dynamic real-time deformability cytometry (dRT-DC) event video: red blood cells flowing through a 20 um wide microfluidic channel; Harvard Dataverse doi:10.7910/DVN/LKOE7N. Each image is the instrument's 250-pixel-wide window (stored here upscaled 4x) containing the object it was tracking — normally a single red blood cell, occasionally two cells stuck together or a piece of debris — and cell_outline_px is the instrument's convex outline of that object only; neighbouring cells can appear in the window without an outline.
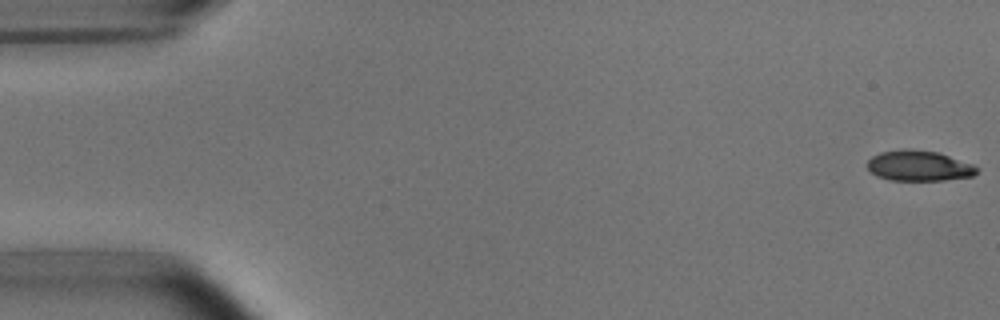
{"species": "common noctule bat (a hibernating species)", "species_latin": "Nyctalus noctula", "temperature_condition": "room temperature", "stored_images_in_passage": 52, "camera_frame_rate_fps": 3000, "um_per_image_px": 0.085, "animal": {"sex": "male", "body_mass_g": 15.6}, "frame": {"image": 1, "passage_image": 1, "time_ms": 0.0, "image_size_px": [1000, 320], "cell_outline_px": [[980, 168], [972, 176], [944, 180], [892, 180], [880, 176], [872, 172], [868, 168], [868, 160], [872, 156], [880, 152], [904, 148], [912, 148], [936, 152], [972, 164]], "centroid_in_image_um": [78.1, 14.08], "position_along_channel_um": 6.9, "area_um2": 19.25}}
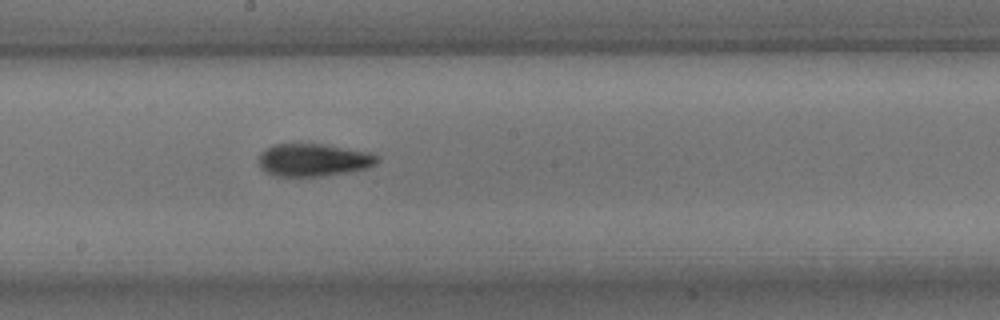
{"frame": {"image": 2, "passage_image": 29, "time_ms": 9.333, "image_size_px": [1000, 320], "cell_outline_px": [[380, 160], [376, 164], [364, 168], [348, 172], [320, 176], [276, 176], [264, 172], [260, 168], [260, 152], [264, 148], [276, 144], [320, 144], [368, 152], [380, 156]], "centroid_in_image_um": [26.62, 13.6], "position_along_channel_um": 221.6, "area_um2": 22.43}}
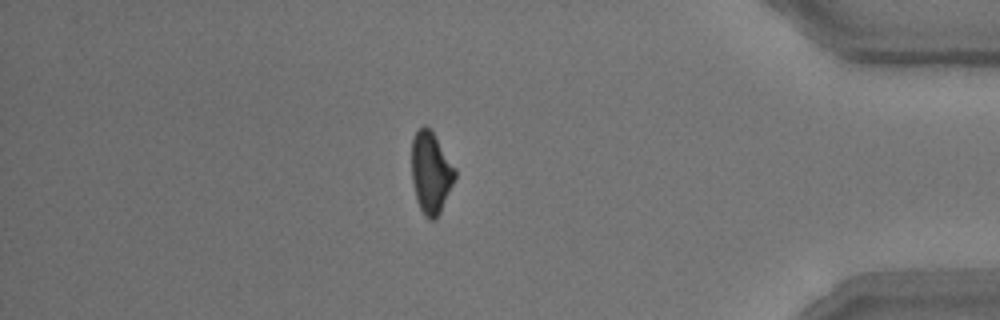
{"frame": {"image": 3, "passage_image": 46, "time_ms": 15.0, "image_size_px": [1000, 320], "cell_outline_px": [[456, 176], [440, 212], [436, 220], [428, 220], [424, 216], [416, 200], [412, 180], [412, 140], [416, 132], [424, 124], [432, 132], [456, 168]], "centroid_in_image_um": [36.62, 14.7], "position_along_channel_um": 398.6, "area_um2": 20.46}}